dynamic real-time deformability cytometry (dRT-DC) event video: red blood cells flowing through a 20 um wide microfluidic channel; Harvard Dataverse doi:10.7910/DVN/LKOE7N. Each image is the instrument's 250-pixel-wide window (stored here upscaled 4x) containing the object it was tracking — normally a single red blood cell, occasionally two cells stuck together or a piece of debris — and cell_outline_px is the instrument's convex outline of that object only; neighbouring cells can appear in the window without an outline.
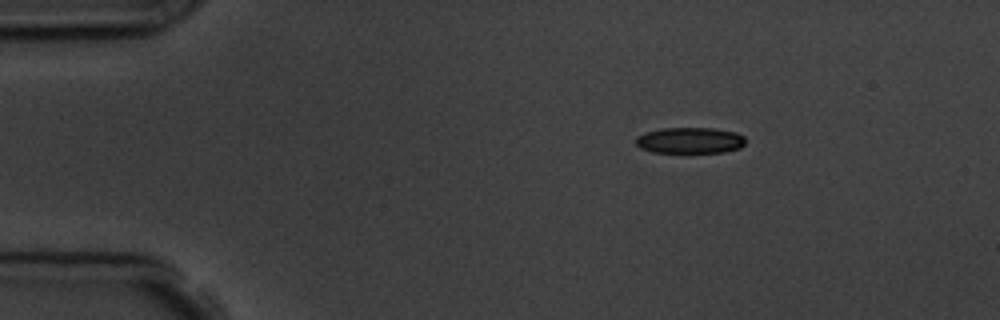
{"species": "common noctule bat (a hibernating species)", "species_latin": "Nyctalus noctula", "temperature_condition": "room temperature", "stored_images_in_passage": 4, "camera_frame_rate_fps": 3000, "um_per_image_px": 0.085, "animal": {"sex": "male", "body_mass_g": 19.5, "forearm_length_mm": 54.6}, "frame": {"image": 1, "passage_image": 2, "time_ms": 1.333, "image_size_px": [1000, 320], "cell_outline_px": [[744, 144], [740, 148], [724, 152], [652, 152], [640, 148], [636, 144], [636, 136], [644, 132], [660, 128], [712, 128], [736, 132], [744, 136]], "centroid_in_image_um": [58.62, 11.93], "position_along_channel_um": 26.4, "area_um2": 16.7}}